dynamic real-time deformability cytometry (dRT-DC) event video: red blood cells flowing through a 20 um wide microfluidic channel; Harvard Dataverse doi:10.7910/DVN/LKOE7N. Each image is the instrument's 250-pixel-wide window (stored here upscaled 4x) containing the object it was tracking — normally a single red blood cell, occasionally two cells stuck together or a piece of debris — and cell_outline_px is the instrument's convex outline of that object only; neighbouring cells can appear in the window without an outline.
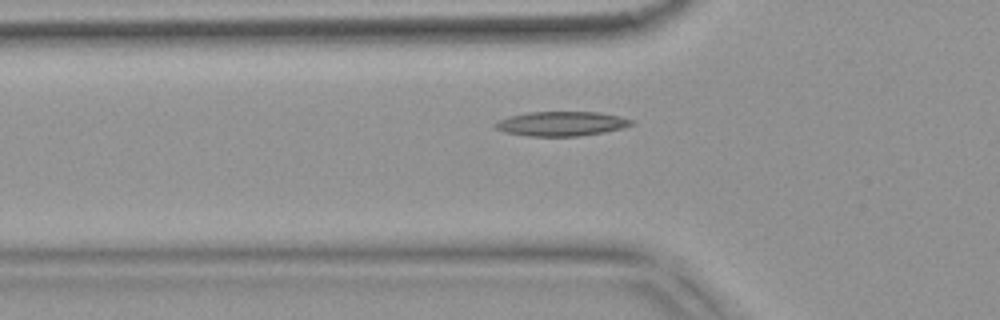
{"species": "common noctule bat (a hibernating species)", "species_latin": "Nyctalus noctula", "temperature_condition": "warm", "stored_images_in_passage": 52, "camera_frame_rate_fps": 3000, "um_per_image_px": 0.085, "animal": {"sex": "female", "body_mass_g": 18.4}, "frame": {"image": 1, "passage_image": 17, "time_ms": 5.333, "image_size_px": [1000, 320], "cell_outline_px": [[636, 124], [624, 128], [604, 132], [580, 136], [528, 136], [504, 132], [496, 128], [492, 124], [496, 120], [508, 116], [528, 112], [600, 112], [620, 116], [636, 120]], "centroid_in_image_um": [47.75, 10.51], "position_along_channel_um": 78.1, "area_um2": 19.83}}
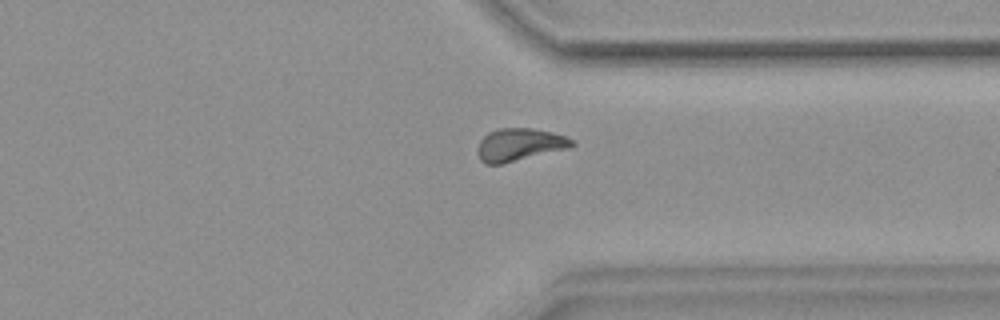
{"frame": {"image": 2, "passage_image": 40, "time_ms": 13.0, "image_size_px": [1000, 320], "cell_outline_px": [[576, 144], [572, 148], [500, 164], [484, 164], [480, 160], [476, 152], [476, 148], [480, 140], [488, 132], [496, 128], [532, 128], [552, 132], [564, 136], [572, 140]], "centroid_in_image_um": [44.13, 12.3], "position_along_channel_um": 367.3, "area_um2": 18.21}}
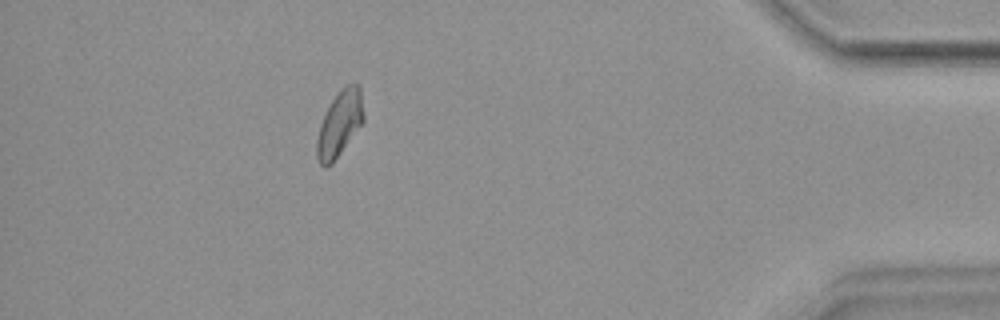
{"frame": {"image": 3, "passage_image": 47, "time_ms": 15.333, "image_size_px": [1000, 320], "cell_outline_px": [[364, 120], [332, 164], [328, 168], [324, 168], [320, 164], [316, 156], [316, 140], [320, 124], [336, 92], [340, 88], [348, 84], [360, 84], [364, 112]], "centroid_in_image_um": [28.86, 10.51], "position_along_channel_um": 406.3, "area_um2": 17.92}, "authors_computed_cell_mechanics": {"area_um2": 17.9758, "velocity_mm_per_s": 3.7704, "shape_relaxation_time_tau1_ms": 11.2698, "shape_relaxation_time_tau2_ms": null, "deformation_change_tau1": 0.2114, "deformation_change_tau2": null}}